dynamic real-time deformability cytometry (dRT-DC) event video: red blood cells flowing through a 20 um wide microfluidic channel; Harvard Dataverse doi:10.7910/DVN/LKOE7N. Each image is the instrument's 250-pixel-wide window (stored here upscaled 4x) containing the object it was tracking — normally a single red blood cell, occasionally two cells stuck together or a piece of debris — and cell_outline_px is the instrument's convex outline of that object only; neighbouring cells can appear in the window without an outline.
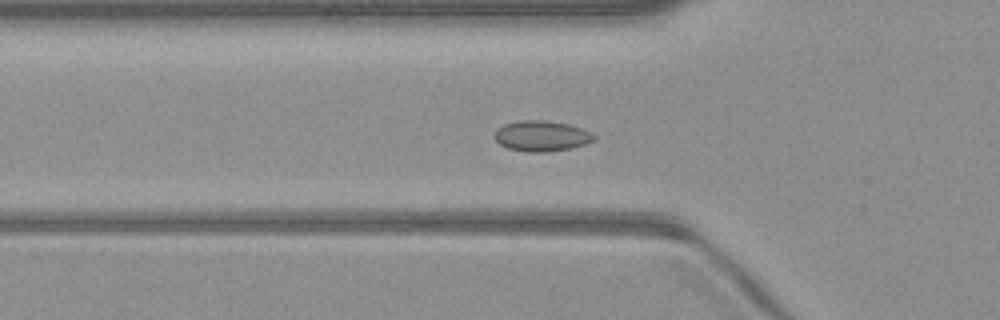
{"species": "common noctule bat (a hibernating species)", "species_latin": "Nyctalus noctula", "temperature_condition": "warm", "stored_images_in_passage": 38, "camera_frame_rate_fps": 3000, "um_per_image_px": 0.085, "animal": {"sex": "male", "body_mass_g": 23.1, "forearm_length_mm": 52.7}, "frame": {"image": 1, "passage_image": 4, "time_ms": 1.0, "image_size_px": [1000, 320], "cell_outline_px": [[596, 136], [592, 140], [584, 144], [572, 148], [544, 152], [528, 152], [508, 148], [500, 144], [496, 140], [496, 128], [504, 124], [520, 120], [544, 120], [568, 124], [584, 128], [592, 132]], "centroid_in_image_um": [46.05, 11.55], "position_along_channel_um": 79.8, "area_um2": 17.69}}
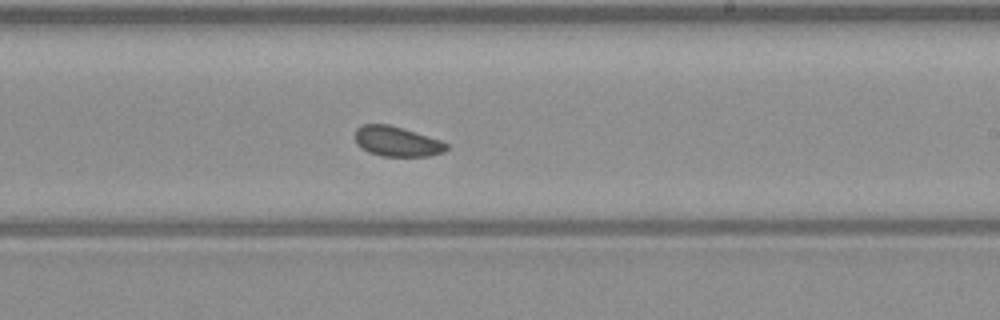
{"frame": {"image": 2, "passage_image": 17, "time_ms": 5.333, "image_size_px": [1000, 320], "cell_outline_px": [[448, 148], [444, 152], [428, 156], [384, 156], [368, 152], [360, 148], [356, 144], [352, 136], [356, 128], [364, 124], [388, 124], [404, 128], [440, 140], [448, 144]], "centroid_in_image_um": [33.68, 12.01], "position_along_channel_um": 255.3, "area_um2": 16.24}}
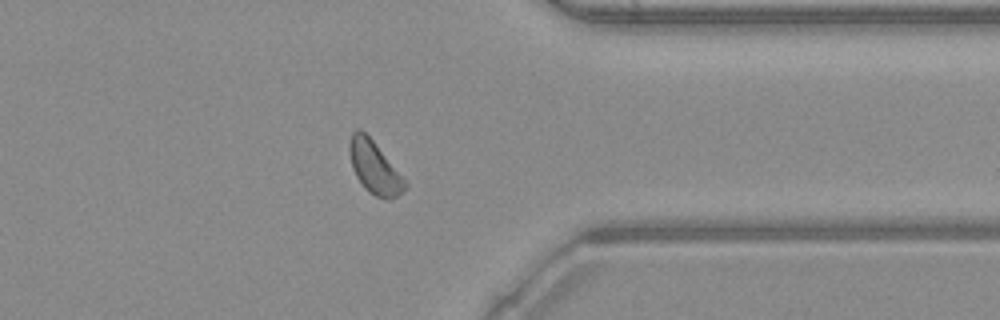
{"frame": {"image": 3, "passage_image": 27, "time_ms": 8.667, "image_size_px": [1000, 320], "cell_outline_px": [[408, 184], [396, 196], [388, 200], [376, 196], [368, 192], [364, 188], [356, 176], [352, 168], [348, 152], [348, 144], [352, 132], [356, 128], [360, 128], [372, 140]], "centroid_in_image_um": [31.76, 14.22], "position_along_channel_um": 379.6, "area_um2": 16.7}}